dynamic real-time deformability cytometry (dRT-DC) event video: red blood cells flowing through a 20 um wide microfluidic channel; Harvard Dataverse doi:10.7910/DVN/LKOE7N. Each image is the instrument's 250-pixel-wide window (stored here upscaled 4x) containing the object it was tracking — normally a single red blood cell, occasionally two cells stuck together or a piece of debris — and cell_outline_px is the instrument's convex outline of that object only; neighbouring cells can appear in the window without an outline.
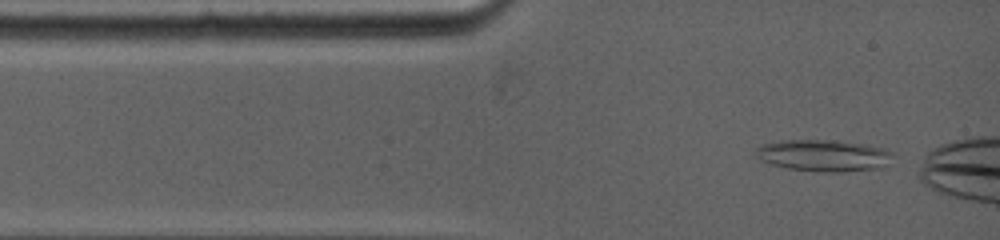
{"species": "common noctule bat (a hibernating species)", "species_latin": "Nyctalus noctula", "temperature_condition": "warm", "stored_images_in_passage": 5, "camera_frame_rate_fps": 5000, "um_per_image_px": 0.085, "animal": {"sex": "female", "body_mass_g": 19.0, "forearm_length_mm": 53.3}, "frame": {"image": 1, "passage_image": 1, "time_ms": 0.0, "image_size_px": [1000, 240], "cell_outline_px": [[896, 156], [880, 168], [840, 172], [820, 172], [788, 168], [772, 164], [760, 160], [752, 156], [752, 152], [760, 144], [772, 140], [836, 140], [864, 144], [884, 148], [892, 152]], "centroid_in_image_um": [69.94, 13.2], "position_along_channel_um": 15.1, "area_um2": 25.84}}
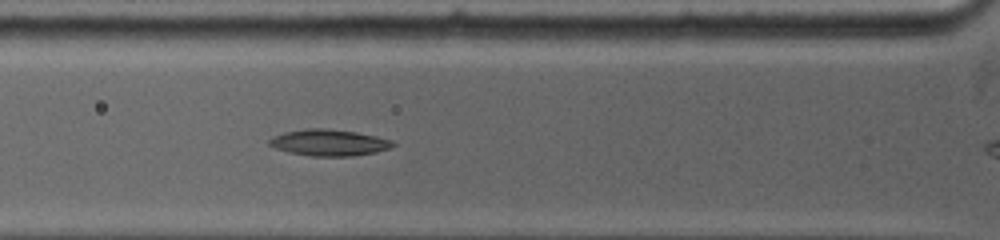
{"frame": {"image": 2, "passage_image": 4, "time_ms": 2.8, "image_size_px": [1000, 240], "cell_outline_px": [[396, 144], [388, 148], [376, 152], [352, 156], [308, 156], [288, 152], [276, 148], [268, 144], [268, 140], [272, 136], [284, 132], [308, 128], [324, 128], [356, 132], [376, 136], [392, 140]], "centroid_in_image_um": [27.93, 12.12], "position_along_channel_um": 97.9, "area_um2": 19.02}}